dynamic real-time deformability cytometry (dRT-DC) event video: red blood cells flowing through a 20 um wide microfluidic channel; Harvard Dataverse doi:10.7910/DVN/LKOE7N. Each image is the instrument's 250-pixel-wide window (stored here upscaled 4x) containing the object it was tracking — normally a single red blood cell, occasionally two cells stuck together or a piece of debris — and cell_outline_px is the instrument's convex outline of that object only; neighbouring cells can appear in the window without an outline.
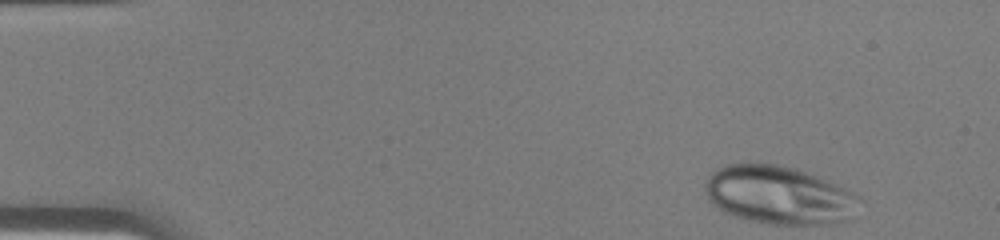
{"species": "human", "species_latin": "Homo sapiens", "temperature_condition": "warm", "stored_images_in_passage": 40, "camera_frame_rate_fps": 3000, "um_per_image_px": 0.085, "donor": {"sex": "male"}, "frame": {"image": 1, "passage_image": 1, "time_ms": 0.0, "image_size_px": [1000, 240], "cell_outline_px": [[864, 200], [860, 216], [852, 220], [832, 224], [768, 224], [732, 216], [716, 208], [708, 200], [704, 188], [704, 184], [708, 176], [712, 172], [724, 164], [776, 164], [796, 168], [816, 176]], "centroid_in_image_um": [66.24, 16.62], "position_along_channel_um": 18.8, "area_um2": 52.94}}
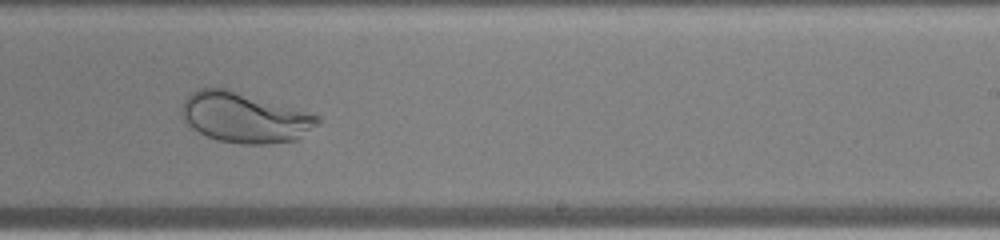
{"frame": {"image": 2, "passage_image": 24, "time_ms": 7.667, "image_size_px": [1000, 240], "cell_outline_px": [[320, 124], [296, 140], [268, 144], [244, 144], [220, 140], [208, 136], [192, 128], [184, 120], [180, 112], [180, 108], [184, 100], [196, 88], [224, 88], [320, 116]], "centroid_in_image_um": [20.77, 10.0], "position_along_channel_um": 268.2, "area_um2": 39.25}}
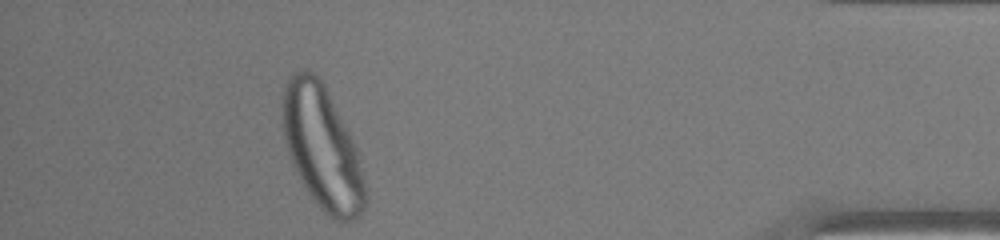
{"frame": {"image": 3, "passage_image": 36, "time_ms": 11.667, "image_size_px": [1000, 240], "cell_outline_px": [[368, 196], [364, 208], [360, 216], [356, 220], [348, 224], [336, 220], [328, 216], [320, 208], [304, 188], [292, 164], [284, 140], [280, 116], [280, 108], [284, 88], [288, 76], [292, 72], [300, 68], [308, 68], [320, 76], [356, 148], [364, 176], [368, 192]], "centroid_in_image_um": [27.36, 12.55], "position_along_channel_um": 407.8, "area_um2": 60.46}}